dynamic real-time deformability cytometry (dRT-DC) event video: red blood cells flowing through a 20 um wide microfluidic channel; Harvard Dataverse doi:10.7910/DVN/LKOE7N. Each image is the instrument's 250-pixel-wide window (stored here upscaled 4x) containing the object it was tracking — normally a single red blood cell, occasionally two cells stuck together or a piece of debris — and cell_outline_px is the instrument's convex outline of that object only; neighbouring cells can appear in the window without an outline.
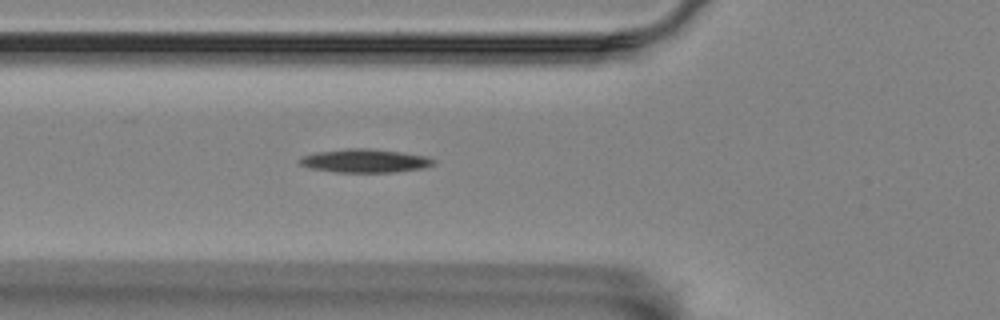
{"species": "Egyptian fruit bat (a non-hibernating species)", "species_latin": "Rousettus aegyptiacus", "temperature_condition": "room temperature", "stored_images_in_passage": 2, "camera_frame_rate_fps": 3000, "um_per_image_px": 0.085, "animal": {"sex": "female"}, "frame": {"image": 1, "passage_image": 2, "time_ms": 0.333, "image_size_px": [1000, 320], "cell_outline_px": [[436, 164], [424, 168], [396, 172], [336, 172], [312, 168], [300, 164], [300, 160], [304, 156], [316, 152], [348, 148], [368, 148], [400, 152], [428, 156], [436, 160]], "centroid_in_image_um": [31.1, 13.67], "position_along_channel_um": 94.7, "area_um2": 18.26}}